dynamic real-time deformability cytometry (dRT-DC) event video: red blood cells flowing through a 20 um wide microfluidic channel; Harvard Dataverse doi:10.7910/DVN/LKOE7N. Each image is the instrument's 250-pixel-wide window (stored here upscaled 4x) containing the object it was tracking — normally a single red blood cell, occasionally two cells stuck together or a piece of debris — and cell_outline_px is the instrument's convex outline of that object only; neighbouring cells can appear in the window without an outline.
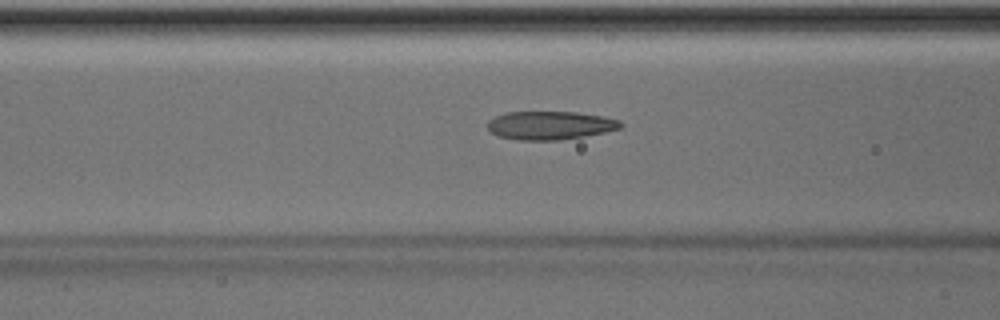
{"species": "Egyptian fruit bat (a non-hibernating species)", "species_latin": "Rousettus aegyptiacus", "temperature_condition": "room temperature", "stored_images_in_passage": 50, "camera_frame_rate_fps": 3000, "um_per_image_px": 0.085, "animal": {"sex": "male"}, "frame": {"image": 1, "passage_image": 20, "time_ms": 6.333, "image_size_px": [1000, 320], "cell_outline_px": [[624, 124], [620, 128], [604, 132], [584, 136], [560, 140], [516, 140], [500, 136], [492, 132], [488, 128], [488, 120], [504, 112], [576, 112], [604, 116], [620, 120]], "centroid_in_image_um": [46.77, 10.65], "position_along_channel_um": 119.8, "area_um2": 22.02}}
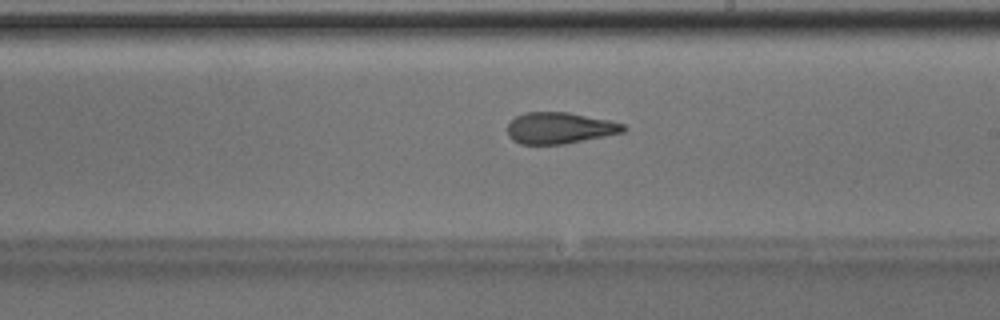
{"frame": {"image": 2, "passage_image": 29, "time_ms": 9.333, "image_size_px": [1000, 320], "cell_outline_px": [[624, 132], [564, 144], [520, 144], [512, 140], [508, 136], [508, 124], [516, 116], [524, 112], [568, 112], [608, 120], [624, 124]], "centroid_in_image_um": [47.53, 10.88], "position_along_channel_um": 241.5, "area_um2": 21.04}}
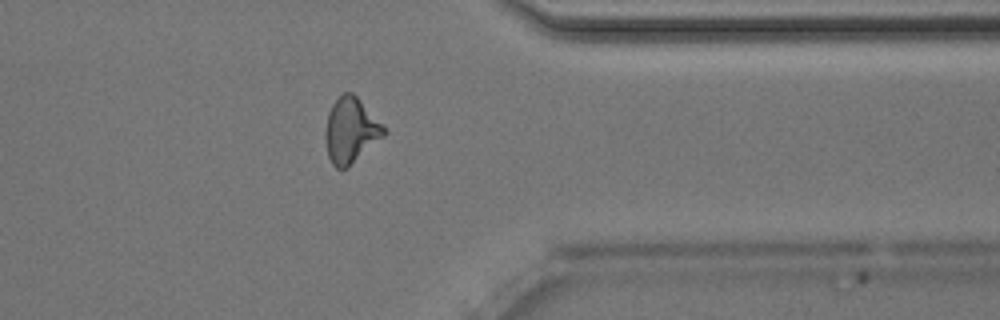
{"frame": {"image": 3, "passage_image": 40, "time_ms": 13.0, "image_size_px": [1000, 320], "cell_outline_px": [[388, 132], [384, 136], [348, 168], [336, 168], [332, 164], [328, 156], [324, 136], [324, 132], [328, 112], [332, 104], [344, 92], [352, 92], [360, 100]], "centroid_in_image_um": [29.79, 11.11], "position_along_channel_um": 381.6, "area_um2": 22.14}, "authors_computed_cell_mechanics": {"area_um2": 22.0218, "velocity_mm_per_s": 4.0525, "shape_relaxation_time_tau1_ms": 10.2946, "shape_relaxation_time_tau2_ms": 2.3727, "deformation_change_tau1": 0.2869, "deformation_change_tau2": 0.1011}}